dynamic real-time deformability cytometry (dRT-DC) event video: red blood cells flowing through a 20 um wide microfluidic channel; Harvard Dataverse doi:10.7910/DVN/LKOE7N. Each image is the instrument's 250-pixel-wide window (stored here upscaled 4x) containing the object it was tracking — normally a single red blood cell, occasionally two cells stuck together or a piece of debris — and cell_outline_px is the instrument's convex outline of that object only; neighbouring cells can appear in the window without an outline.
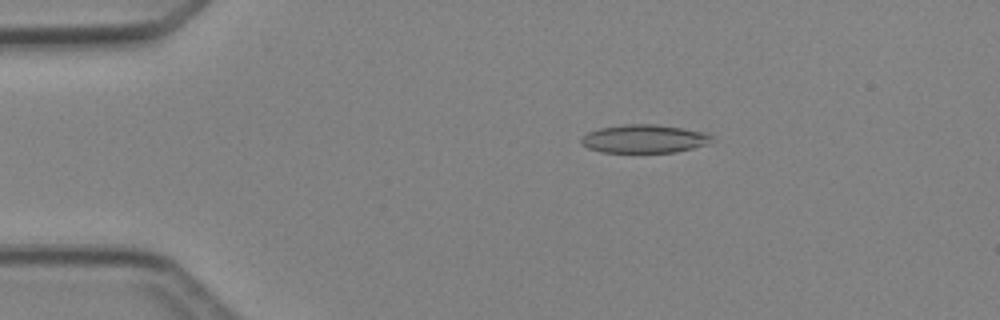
{"species": "Egyptian fruit bat (a non-hibernating species)", "species_latin": "Rousettus aegyptiacus", "temperature_condition": "cold", "stored_images_in_passage": 4, "camera_frame_rate_fps": 3000, "um_per_image_px": 0.085, "animal": {"sex": "female"}, "frame": {"image": 1, "passage_image": 3, "time_ms": 2.333, "image_size_px": [1000, 320], "cell_outline_px": [[712, 140], [708, 144], [676, 152], [600, 152], [588, 148], [580, 144], [580, 136], [588, 132], [600, 128], [624, 124], [656, 124], [712, 132]], "centroid_in_image_um": [54.77, 11.79], "position_along_channel_um": 30.2, "area_um2": 21.91}}
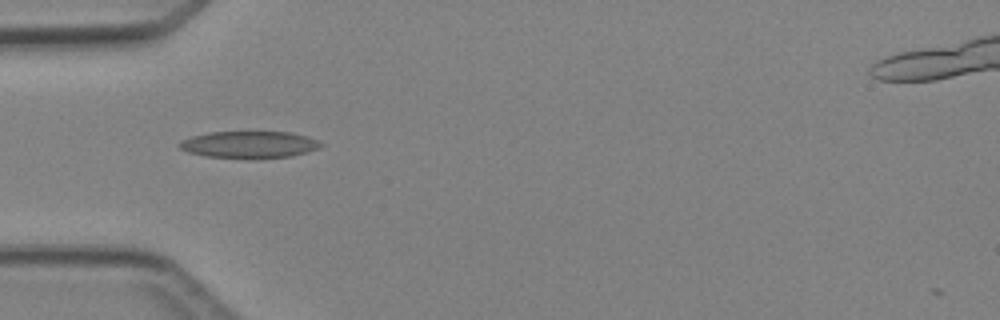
{"frame": {"image": 2, "passage_image": 4, "time_ms": 4.333, "image_size_px": [1000, 320], "cell_outline_px": [[324, 144], [320, 148], [308, 152], [292, 156], [208, 156], [188, 152], [180, 148], [176, 144], [192, 136], [208, 132], [288, 132], [304, 136], [316, 140]], "centroid_in_image_um": [21.19, 12.25], "position_along_channel_um": 63.8, "area_um2": 21.21}}